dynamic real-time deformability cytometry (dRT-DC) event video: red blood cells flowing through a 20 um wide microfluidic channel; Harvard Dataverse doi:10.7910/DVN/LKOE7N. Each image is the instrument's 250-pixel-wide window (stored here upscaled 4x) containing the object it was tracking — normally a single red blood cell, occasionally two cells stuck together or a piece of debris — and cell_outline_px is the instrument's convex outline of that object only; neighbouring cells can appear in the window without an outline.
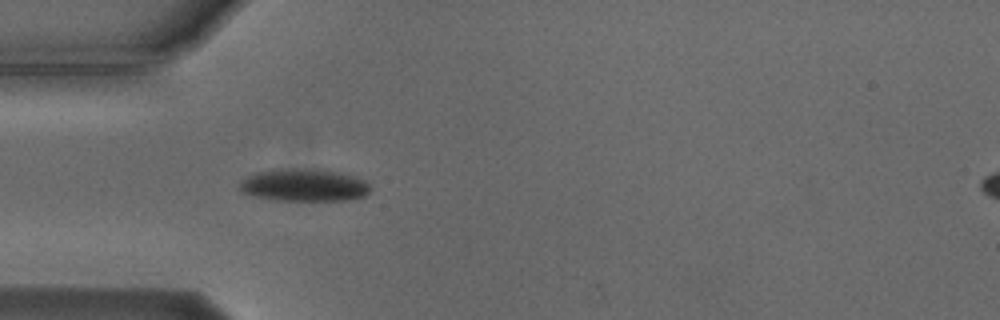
{"species": "Egyptian fruit bat (a non-hibernating species)", "species_latin": "Rousettus aegyptiacus", "temperature_condition": "cold", "stored_images_in_passage": 54, "camera_frame_rate_fps": 3000, "um_per_image_px": 0.085, "animal": {"sex": "male"}, "frame": {"image": 1, "passage_image": 16, "time_ms": 5.0, "image_size_px": [1000, 320], "cell_outline_px": [[368, 192], [364, 196], [344, 200], [276, 200], [256, 196], [240, 192], [240, 180], [256, 172], [276, 168], [316, 168], [340, 172], [364, 180], [368, 184]], "centroid_in_image_um": [25.79, 15.71], "position_along_channel_um": 59.2, "area_um2": 24.8}}
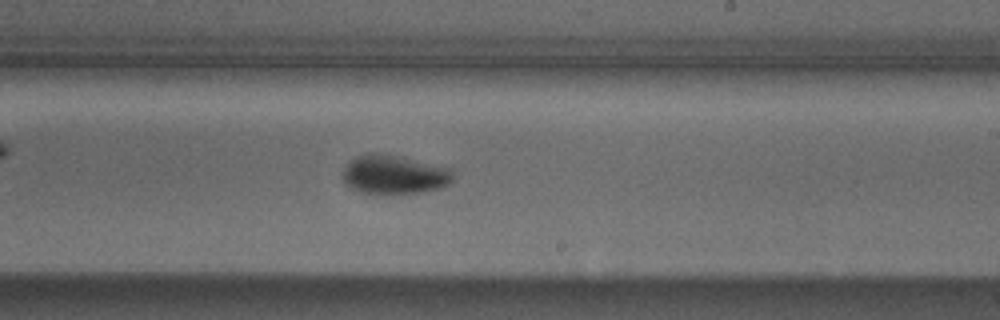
{"frame": {"image": 2, "passage_image": 32, "time_ms": 10.333, "image_size_px": [1000, 320], "cell_outline_px": [[452, 180], [448, 184], [440, 188], [420, 192], [360, 192], [344, 184], [340, 176], [340, 172], [348, 160], [356, 156], [368, 152], [376, 152], [452, 168]], "centroid_in_image_um": [33.41, 14.81], "position_along_channel_um": 255.6, "area_um2": 24.91}}
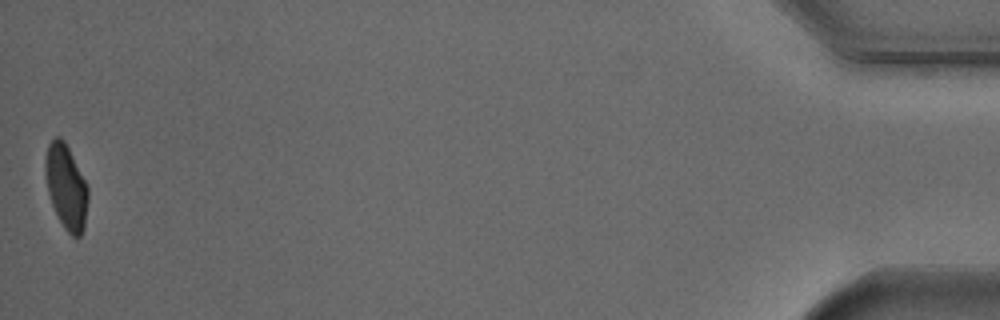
{"frame": {"image": 3, "passage_image": 54, "time_ms": 17.667, "image_size_px": [1000, 320], "cell_outline_px": [[88, 200], [84, 228], [80, 236], [72, 236], [64, 228], [52, 204], [48, 192], [44, 172], [44, 160], [48, 144], [56, 136], [60, 136], [64, 140], [88, 184]], "centroid_in_image_um": [5.62, 15.85], "position_along_channel_um": 429.6, "area_um2": 21.15}, "authors_computed_cell_mechanics": {"area_um2": 22.8888, "velocity_mm_per_s": 3.7423, "shape_relaxation_time_tau1_ms": 3.1032, "shape_relaxation_time_tau2_ms": 3.5261, "deformation_change_tau1": 0.1182, "deformation_change_tau2": 0.0462}}